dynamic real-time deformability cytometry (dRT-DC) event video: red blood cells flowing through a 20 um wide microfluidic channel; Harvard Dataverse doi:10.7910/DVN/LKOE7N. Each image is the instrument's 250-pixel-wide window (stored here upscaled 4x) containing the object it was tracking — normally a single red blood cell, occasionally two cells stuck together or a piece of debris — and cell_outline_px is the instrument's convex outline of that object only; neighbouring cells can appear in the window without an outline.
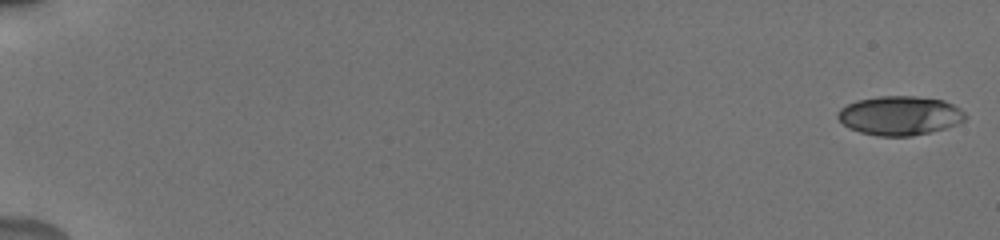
{"species": "human", "species_latin": "Homo sapiens", "temperature_condition": "cold", "stored_images_in_passage": 56, "camera_frame_rate_fps": 3000, "um_per_image_px": 0.085, "donor": {"sex": "male"}, "frame": {"image": 1, "passage_image": 1, "time_ms": 0.0, "image_size_px": [1000, 240], "cell_outline_px": [[968, 116], [964, 120], [956, 124], [944, 128], [912, 136], [880, 136], [860, 132], [848, 128], [836, 116], [836, 112], [840, 108], [856, 100], [880, 96], [916, 96], [944, 100], [960, 108]], "centroid_in_image_um": [76.47, 9.81], "position_along_channel_um": 8.5, "area_um2": 29.07}}
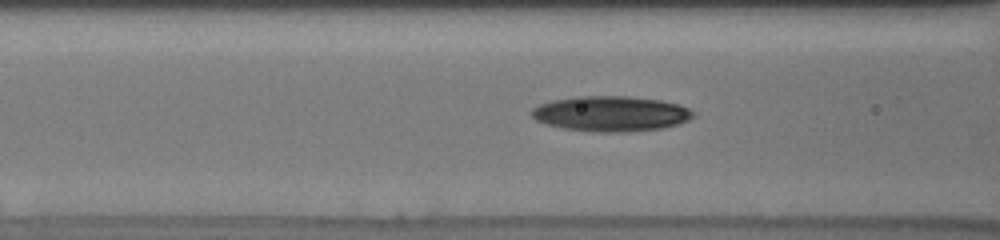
{"frame": {"image": 2, "passage_image": 25, "time_ms": 8.0, "image_size_px": [1000, 240], "cell_outline_px": [[696, 116], [680, 124], [660, 128], [628, 132], [600, 132], [564, 128], [548, 124], [536, 120], [532, 116], [532, 108], [540, 104], [552, 100], [576, 96], [628, 96], [660, 100], [680, 104], [696, 112]], "centroid_in_image_um": [51.98, 9.66], "position_along_channel_um": 114.6, "area_um2": 33.29}}
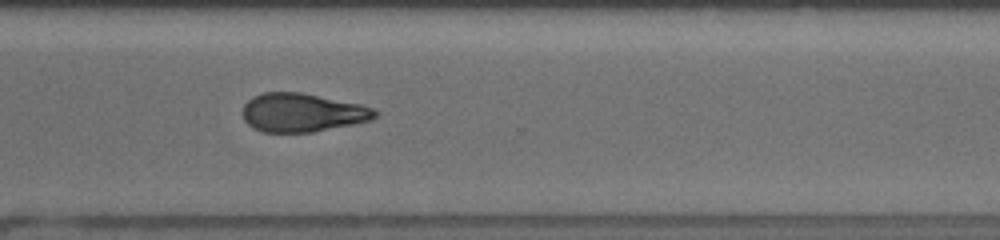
{"frame": {"image": 3, "passage_image": 43, "time_ms": 14.0, "image_size_px": [1000, 240], "cell_outline_px": [[380, 112], [376, 116], [368, 120], [352, 124], [312, 132], [260, 132], [252, 128], [244, 120], [244, 104], [252, 96], [264, 92], [300, 92], [360, 104], [372, 108]], "centroid_in_image_um": [25.66, 9.57], "position_along_channel_um": 344.9, "area_um2": 29.59}, "authors_computed_cell_mechanics": {"area_um2": 29.9693, "velocity_mm_per_s": 3.8383, "shape_relaxation_time_tau1_ms": 9.0675, "shape_relaxation_time_tau2_ms": 5.9378, "deformation_change_tau1": 0.1974, "deformation_change_tau2": 0.1683}}